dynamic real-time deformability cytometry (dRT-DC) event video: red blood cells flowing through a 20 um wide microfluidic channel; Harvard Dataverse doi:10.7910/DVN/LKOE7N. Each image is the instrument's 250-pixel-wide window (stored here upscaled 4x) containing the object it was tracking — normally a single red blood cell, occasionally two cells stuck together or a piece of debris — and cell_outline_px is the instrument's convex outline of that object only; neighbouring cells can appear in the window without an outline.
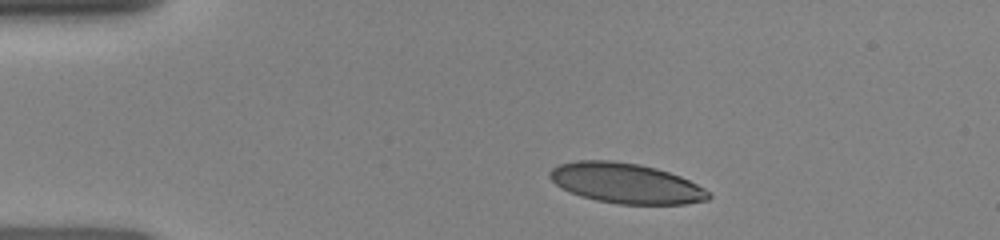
{"species": "human", "species_latin": "Homo sapiens", "temperature_condition": "room temperature", "stored_images_in_passage": 4, "camera_frame_rate_fps": 3000, "um_per_image_px": 0.085, "donor": {"sex": "female"}, "frame": {"image": 1, "passage_image": 1, "time_ms": 0.0, "image_size_px": [1000, 240], "cell_outline_px": [[712, 196], [708, 200], [684, 204], [616, 204], [596, 200], [580, 196], [556, 184], [548, 176], [548, 172], [552, 168], [560, 164], [576, 160], [612, 160], [640, 164], [656, 168], [680, 176], [704, 188]], "centroid_in_image_um": [53.2, 15.57], "position_along_channel_um": 31.8, "area_um2": 37.11}}
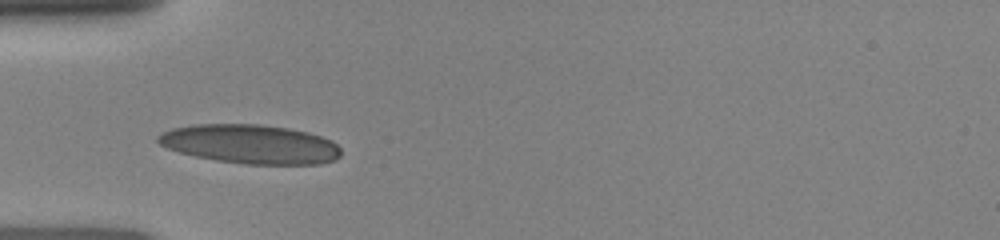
{"frame": {"image": 2, "passage_image": 3, "time_ms": 2.0, "image_size_px": [1000, 240], "cell_outline_px": [[340, 156], [336, 160], [320, 164], [244, 164], [216, 160], [196, 156], [180, 152], [168, 148], [160, 144], [156, 140], [156, 136], [172, 128], [192, 124], [260, 124], [288, 128], [308, 132], [332, 140], [340, 148]], "centroid_in_image_um": [21.29, 12.25], "position_along_channel_um": 63.7, "area_um2": 41.73}}